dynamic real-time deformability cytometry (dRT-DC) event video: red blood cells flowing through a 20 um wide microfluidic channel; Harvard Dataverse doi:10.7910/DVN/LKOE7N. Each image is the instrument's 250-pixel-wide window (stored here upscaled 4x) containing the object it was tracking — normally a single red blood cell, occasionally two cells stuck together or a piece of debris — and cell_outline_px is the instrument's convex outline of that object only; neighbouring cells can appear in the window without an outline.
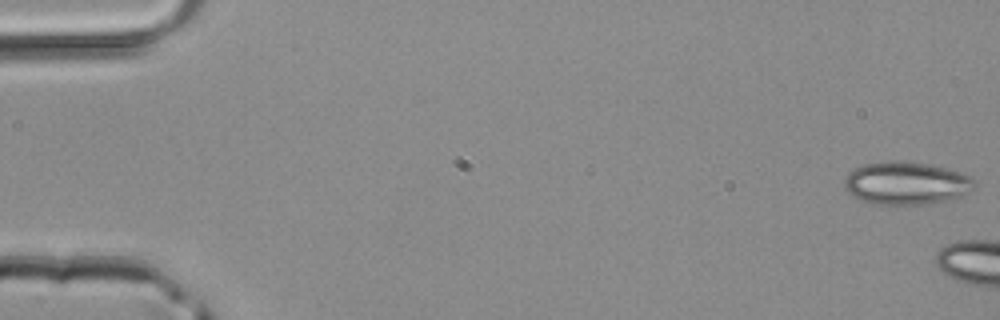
{"species": "common noctule bat (a hibernating species)", "species_latin": "Nyctalus noctula", "temperature_condition": "room temperature", "stored_images_in_passage": 5, "camera_frame_rate_fps": 3000, "um_per_image_px": 0.085, "animal": {"sex": "male", "body_mass_g": 20.4}, "frame": {"image": 1, "passage_image": 1, "time_ms": 0.0, "image_size_px": [1000, 320], "cell_outline_px": [[976, 184], [968, 192], [960, 196], [948, 200], [928, 204], [876, 204], [852, 196], [844, 188], [844, 180], [848, 172], [864, 164], [896, 160], [900, 160], [928, 164], [948, 168], [972, 176], [976, 180]], "centroid_in_image_um": [77.05, 15.56], "position_along_channel_um": 8.0, "area_um2": 32.54}}